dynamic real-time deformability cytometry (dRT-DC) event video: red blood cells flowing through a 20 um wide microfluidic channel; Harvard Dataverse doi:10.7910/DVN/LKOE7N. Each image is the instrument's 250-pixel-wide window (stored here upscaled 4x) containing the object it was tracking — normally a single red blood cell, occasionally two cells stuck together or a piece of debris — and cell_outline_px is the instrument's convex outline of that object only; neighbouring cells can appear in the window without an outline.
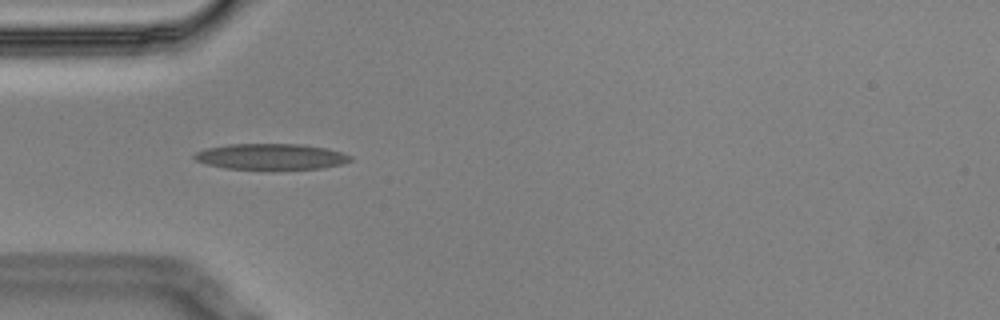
{"species": "Egyptian fruit bat (a non-hibernating species)", "species_latin": "Rousettus aegyptiacus", "temperature_condition": "cold", "stored_images_in_passage": 4, "camera_frame_rate_fps": 3000, "um_per_image_px": 0.085, "animal": {"sex": "male"}, "frame": {"image": 1, "passage_image": 4, "time_ms": 1.0, "image_size_px": [1000, 320], "cell_outline_px": [[352, 160], [340, 164], [324, 168], [272, 172], [224, 168], [208, 164], [196, 160], [192, 156], [196, 152], [204, 148], [228, 144], [300, 144], [328, 148], [352, 156]], "centroid_in_image_um": [23.03, 13.35], "position_along_channel_um": 62.0, "area_um2": 24.62}}